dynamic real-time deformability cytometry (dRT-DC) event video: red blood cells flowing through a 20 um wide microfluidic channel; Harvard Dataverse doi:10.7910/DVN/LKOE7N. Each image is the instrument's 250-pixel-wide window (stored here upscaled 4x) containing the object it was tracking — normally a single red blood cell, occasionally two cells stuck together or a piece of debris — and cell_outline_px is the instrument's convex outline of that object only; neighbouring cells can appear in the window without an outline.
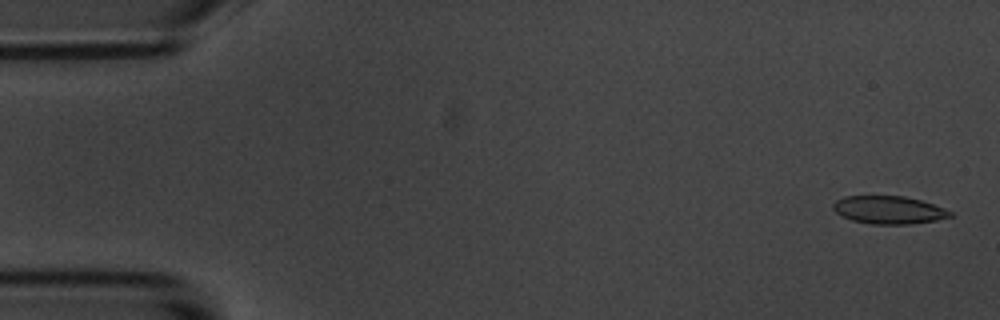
{"species": "common noctule bat (a hibernating species)", "species_latin": "Nyctalus noctula", "temperature_condition": "room temperature", "stored_images_in_passage": 57, "camera_frame_rate_fps": 3000, "um_per_image_px": 0.085, "animal": {"sex": "male", "body_mass_g": 20.1, "forearm_length_mm": 53.5}, "frame": {"image": 1, "passage_image": 2, "time_ms": 0.333, "image_size_px": [1000, 320], "cell_outline_px": [[952, 216], [936, 220], [908, 224], [872, 224], [852, 220], [840, 216], [832, 208], [832, 204], [836, 200], [844, 196], [904, 196], [920, 200], [944, 208], [952, 212]], "centroid_in_image_um": [75.5, 17.84], "position_along_channel_um": 9.5, "area_um2": 18.96}}
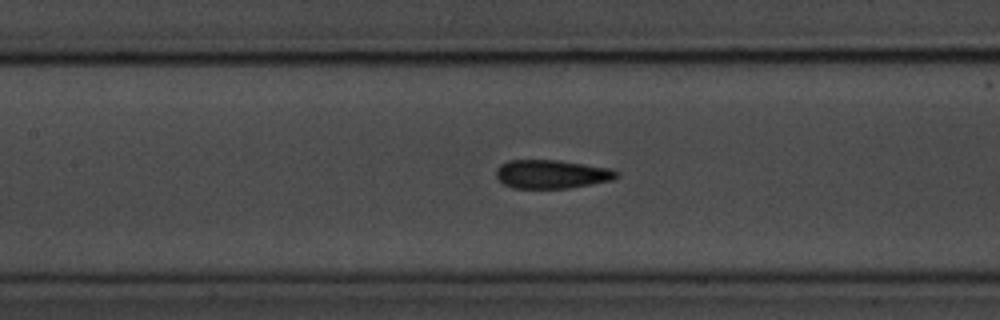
{"frame": {"image": 2, "passage_image": 25, "time_ms": 8.0, "image_size_px": [1000, 320], "cell_outline_px": [[620, 176], [612, 180], [568, 188], [512, 188], [504, 184], [496, 176], [496, 168], [500, 164], [508, 160], [560, 160], [608, 168], [620, 172]], "centroid_in_image_um": [46.88, 14.8], "position_along_channel_um": 160.5, "area_um2": 20.11}}
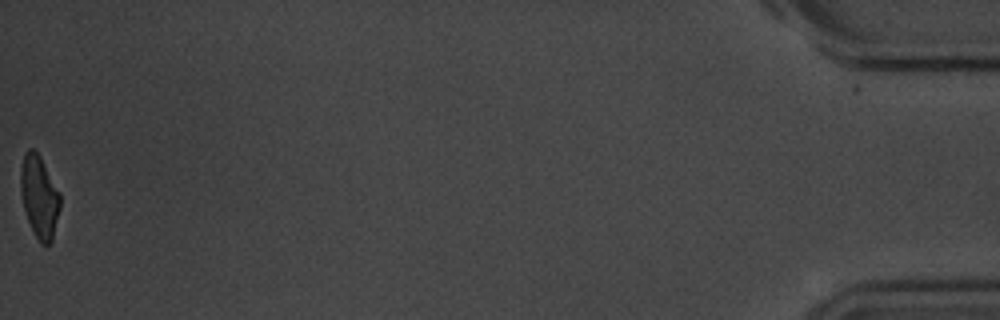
{"frame": {"image": 3, "passage_image": 56, "time_ms": 18.333, "image_size_px": [1000, 320], "cell_outline_px": [[60, 208], [52, 240], [48, 244], [40, 244], [28, 220], [24, 208], [20, 192], [20, 168], [24, 152], [28, 148], [32, 148], [40, 156], [60, 192]], "centroid_in_image_um": [3.33, 16.68], "position_along_channel_um": 431.9, "area_um2": 18.96}, "authors_computed_cell_mechanics": {"area_um2": 19.8254, "velocity_mm_per_s": 3.6044, "shape_relaxation_time_tau1_ms": 3.8069, "shape_relaxation_time_tau2_ms": 1.4445, "deformation_change_tau1": 0.1525, "deformation_change_tau2": 0.0967}}